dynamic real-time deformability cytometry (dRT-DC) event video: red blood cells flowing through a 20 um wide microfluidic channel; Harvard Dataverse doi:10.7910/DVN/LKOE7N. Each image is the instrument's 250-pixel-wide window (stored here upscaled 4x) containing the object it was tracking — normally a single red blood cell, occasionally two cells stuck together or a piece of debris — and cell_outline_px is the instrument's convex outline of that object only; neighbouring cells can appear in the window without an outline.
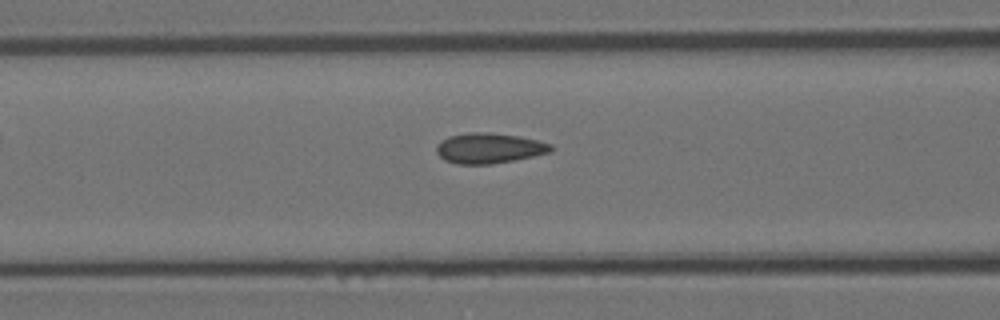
{"species": "Egyptian fruit bat (a non-hibernating species)", "species_latin": "Rousettus aegyptiacus", "temperature_condition": "room temperature", "stored_images_in_passage": 28, "camera_frame_rate_fps": 3000, "um_per_image_px": 0.085, "animal": {"sex": "female"}, "frame": {"image": 1, "passage_image": 7, "time_ms": 2.0, "image_size_px": [1000, 320], "cell_outline_px": [[552, 152], [492, 164], [456, 164], [444, 160], [436, 152], [436, 144], [448, 136], [472, 132], [488, 132], [520, 136], [552, 144]], "centroid_in_image_um": [41.55, 12.59], "position_along_channel_um": 125.1, "area_um2": 20.23}}
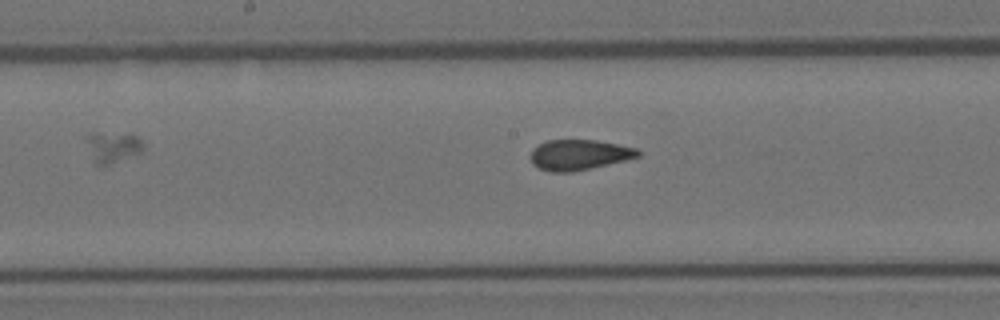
{"frame": {"image": 2, "passage_image": 13, "time_ms": 4.0, "image_size_px": [1000, 320], "cell_outline_px": [[640, 156], [628, 160], [572, 172], [548, 172], [532, 164], [532, 148], [548, 140], [596, 140], [636, 148], [640, 152]], "centroid_in_image_um": [49.24, 13.16], "position_along_channel_um": 199.0, "area_um2": 18.96}}
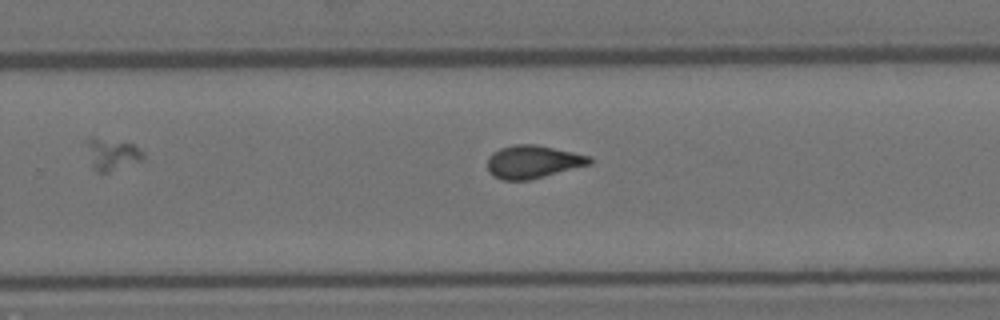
{"frame": {"image": 3, "passage_image": 20, "time_ms": 6.333, "image_size_px": [1000, 320], "cell_outline_px": [[592, 164], [528, 180], [500, 180], [492, 176], [488, 172], [488, 156], [492, 152], [500, 148], [512, 144], [536, 144], [592, 156]], "centroid_in_image_um": [45.28, 13.75], "position_along_channel_um": 284.5, "area_um2": 19.83}}